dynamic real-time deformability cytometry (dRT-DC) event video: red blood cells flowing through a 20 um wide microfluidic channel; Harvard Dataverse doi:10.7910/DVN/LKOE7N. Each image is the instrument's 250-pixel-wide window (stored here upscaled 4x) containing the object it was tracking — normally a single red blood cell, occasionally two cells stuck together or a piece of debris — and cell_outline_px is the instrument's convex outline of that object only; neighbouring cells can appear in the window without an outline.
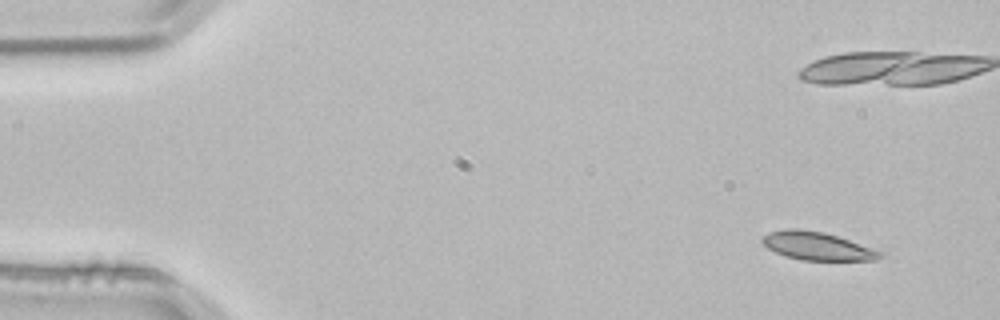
{"species": "common noctule bat (a hibernating species)", "species_latin": "Nyctalus noctula", "temperature_condition": "room temperature", "stored_images_in_passage": 6, "camera_frame_rate_fps": 3000, "um_per_image_px": 0.085, "animal": {"sex": "male", "body_mass_g": 21.5, "forearm_length_mm": 52.0}, "frame": {"image": 1, "passage_image": 1, "time_ms": 0.0, "image_size_px": [1000, 320], "cell_outline_px": [[884, 256], [876, 260], [800, 260], [784, 256], [768, 248], [760, 240], [768, 232], [784, 228], [800, 228], [824, 232], [884, 252]], "centroid_in_image_um": [69.44, 20.91], "position_along_channel_um": 15.6, "area_um2": 19.36}}